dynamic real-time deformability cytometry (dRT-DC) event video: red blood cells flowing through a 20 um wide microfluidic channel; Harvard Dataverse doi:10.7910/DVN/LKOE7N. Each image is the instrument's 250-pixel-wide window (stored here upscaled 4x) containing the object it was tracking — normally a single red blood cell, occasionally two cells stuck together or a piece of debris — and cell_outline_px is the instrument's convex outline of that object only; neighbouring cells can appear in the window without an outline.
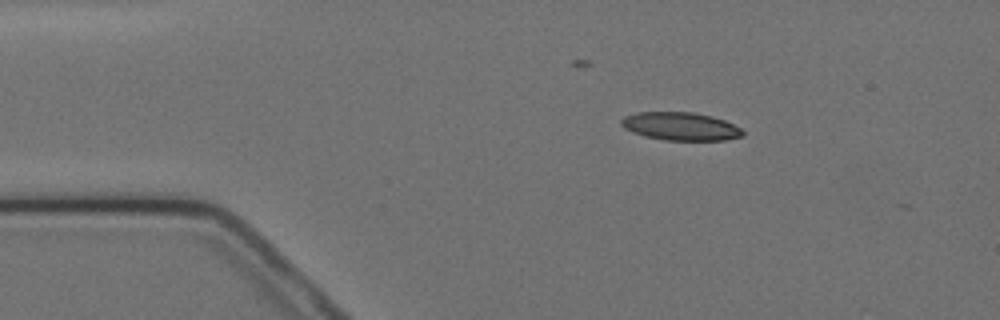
{"species": "Egyptian fruit bat (a non-hibernating species)", "species_latin": "Rousettus aegyptiacus", "temperature_condition": "cold", "stored_images_in_passage": 2, "camera_frame_rate_fps": 3000, "um_per_image_px": 0.085, "animal": {"sex": "female"}, "frame": {"image": 1, "passage_image": 1, "time_ms": 0.0, "image_size_px": [1000, 320], "cell_outline_px": [[744, 136], [728, 140], [664, 140], [644, 136], [632, 132], [624, 128], [620, 124], [620, 120], [624, 116], [636, 112], [692, 112], [712, 116], [724, 120], [740, 128], [744, 132]], "centroid_in_image_um": [57.83, 10.74], "position_along_channel_um": 27.2, "area_um2": 20.0}}